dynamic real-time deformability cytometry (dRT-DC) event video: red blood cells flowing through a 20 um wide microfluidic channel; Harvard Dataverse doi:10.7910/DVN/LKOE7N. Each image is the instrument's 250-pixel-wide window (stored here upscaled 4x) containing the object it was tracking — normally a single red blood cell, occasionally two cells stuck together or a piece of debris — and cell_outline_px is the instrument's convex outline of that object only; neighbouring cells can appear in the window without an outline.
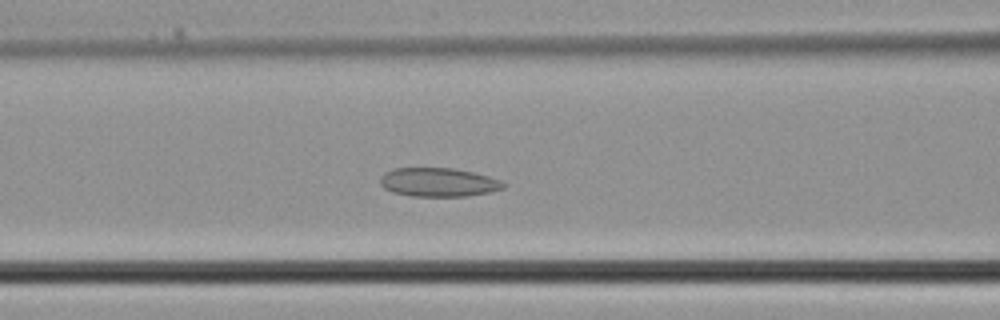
{"species": "common noctule bat (a hibernating species)", "species_latin": "Nyctalus noctula", "temperature_condition": "cold", "stored_images_in_passage": 29, "camera_frame_rate_fps": 3000, "um_per_image_px": 0.085, "animal": {"sex": "male", "body_mass_g": 21.5, "forearm_length_mm": 52.0}, "frame": {"image": 1, "passage_image": 6, "time_ms": 1.667, "image_size_px": [1000, 320], "cell_outline_px": [[508, 184], [504, 188], [488, 192], [468, 196], [412, 196], [392, 192], [384, 188], [380, 184], [380, 176], [384, 172], [392, 168], [452, 168], [472, 172], [488, 176], [500, 180]], "centroid_in_image_um": [37.24, 15.49], "position_along_channel_um": 129.4, "area_um2": 20.75}}
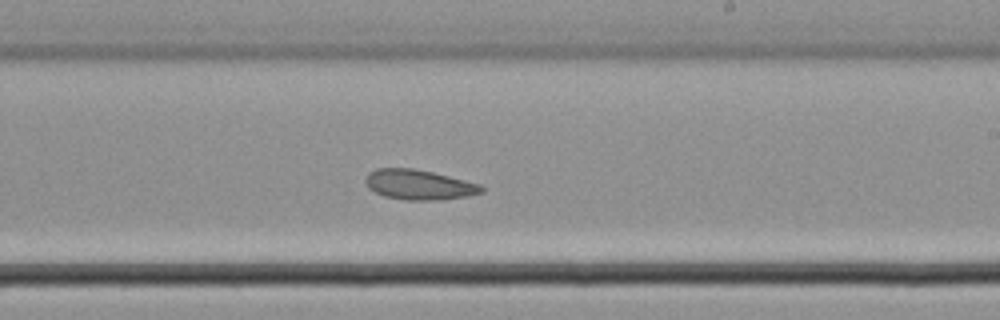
{"frame": {"image": 2, "passage_image": 13, "time_ms": 4.0, "image_size_px": [1000, 320], "cell_outline_px": [[484, 192], [468, 196], [440, 200], [404, 200], [384, 196], [368, 188], [364, 180], [368, 172], [376, 168], [412, 168], [432, 172], [480, 184], [484, 188]], "centroid_in_image_um": [35.59, 15.7], "position_along_channel_um": 253.4, "area_um2": 20.35}}
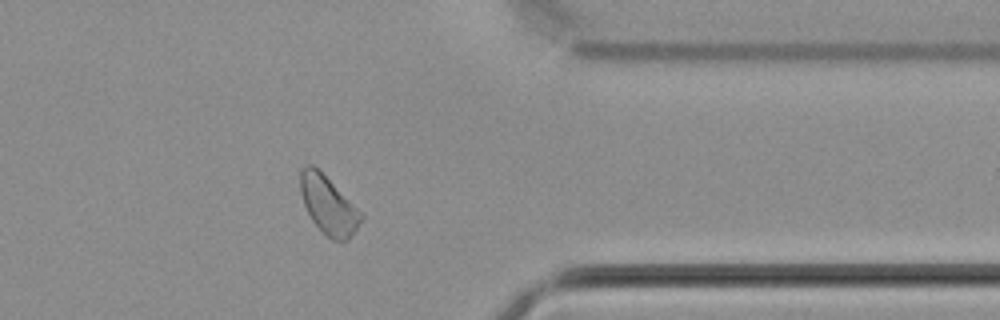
{"frame": {"image": 3, "passage_image": 21, "time_ms": 6.667, "image_size_px": [1000, 320], "cell_outline_px": [[364, 216], [348, 240], [332, 240], [312, 220], [304, 204], [300, 192], [300, 172], [304, 164], [312, 164]], "centroid_in_image_um": [27.87, 17.43], "position_along_channel_um": 383.5, "area_um2": 19.59}}